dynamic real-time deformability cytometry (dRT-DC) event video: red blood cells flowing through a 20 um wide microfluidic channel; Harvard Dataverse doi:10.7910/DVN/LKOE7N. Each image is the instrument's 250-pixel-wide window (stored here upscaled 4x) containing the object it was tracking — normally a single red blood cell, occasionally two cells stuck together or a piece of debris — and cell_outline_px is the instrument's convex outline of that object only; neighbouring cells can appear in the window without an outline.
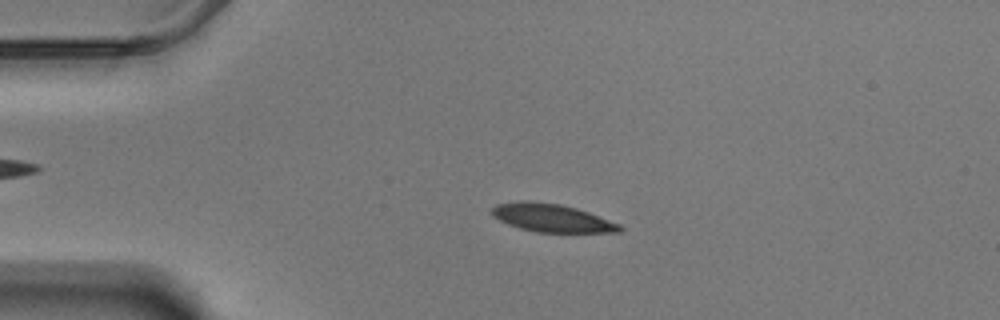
{"species": "Egyptian fruit bat (a non-hibernating species)", "species_latin": "Rousettus aegyptiacus", "temperature_condition": "warm", "stored_images_in_passage": 58, "camera_frame_rate_fps": 3000, "um_per_image_px": 0.085, "animal": {"sex": "male"}, "frame": {"image": 1, "passage_image": 13, "time_ms": 4.0, "image_size_px": [1000, 320], "cell_outline_px": [[624, 228], [620, 232], [536, 232], [520, 228], [508, 224], [492, 216], [488, 212], [496, 204], [520, 200], [560, 204], [576, 208], [588, 212], [620, 224]], "centroid_in_image_um": [46.87, 18.52], "position_along_channel_um": 38.1, "area_um2": 20.87}}
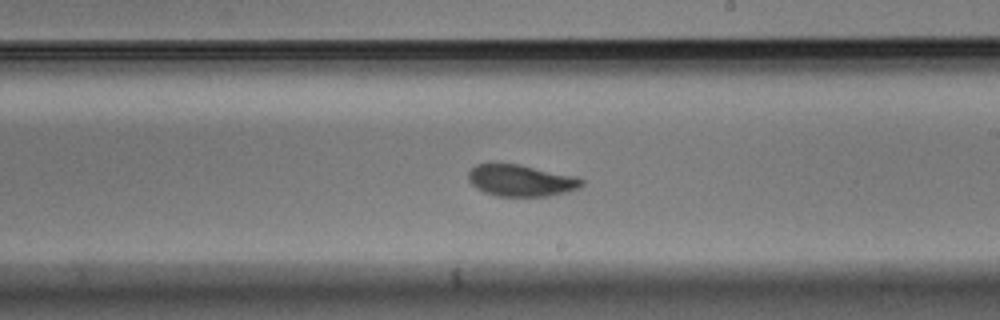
{"frame": {"image": 2, "passage_image": 34, "time_ms": 11.0, "image_size_px": [1000, 320], "cell_outline_px": [[584, 184], [580, 188], [568, 192], [548, 196], [496, 196], [484, 192], [476, 188], [468, 180], [468, 172], [476, 164], [520, 164], [580, 176], [584, 180]], "centroid_in_image_um": [44.35, 15.34], "position_along_channel_um": 244.6, "area_um2": 21.27}}
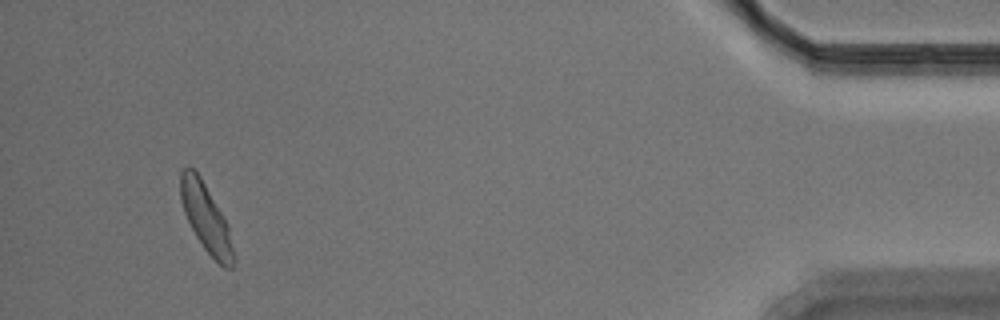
{"frame": {"image": 3, "passage_image": 55, "time_ms": 18.0, "image_size_px": [1000, 320], "cell_outline_px": [[236, 260], [232, 268], [224, 268], [204, 248], [196, 236], [184, 212], [180, 200], [180, 172], [184, 168], [192, 168], [200, 176], [228, 224]], "centroid_in_image_um": [17.52, 18.55], "position_along_channel_um": 417.7, "area_um2": 20.75}, "authors_computed_cell_mechanics": {"area_um2": 20.9236, "velocity_mm_per_s": 3.4521, "shape_relaxation_time_tau1_ms": 3.9972, "shape_relaxation_time_tau2_ms": 1.4722, "deformation_change_tau1": 0.1269, "deformation_change_tau2": 0.0561}}